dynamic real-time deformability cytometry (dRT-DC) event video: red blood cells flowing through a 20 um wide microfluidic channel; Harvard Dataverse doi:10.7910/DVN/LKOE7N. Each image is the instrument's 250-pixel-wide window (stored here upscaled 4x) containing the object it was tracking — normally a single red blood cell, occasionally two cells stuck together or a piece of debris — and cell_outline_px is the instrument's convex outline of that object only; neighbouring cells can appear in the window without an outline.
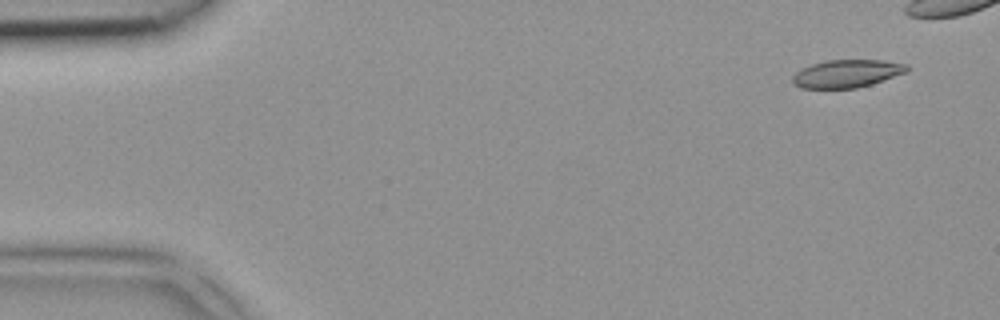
{"species": "common noctule bat (a hibernating species)", "species_latin": "Nyctalus noctula", "temperature_condition": "room temperature", "stored_images_in_passage": 5, "camera_frame_rate_fps": 3000, "um_per_image_px": 0.085, "animal": {"sex": "female", "body_mass_g": 18.4}, "frame": {"image": 1, "passage_image": 1, "time_ms": 0.0, "image_size_px": [1000, 320], "cell_outline_px": [[908, 72], [872, 84], [856, 88], [800, 88], [792, 80], [792, 76], [796, 72], [812, 64], [828, 60], [880, 60], [908, 64]], "centroid_in_image_um": [72.02, 6.26], "position_along_channel_um": 13.0, "area_um2": 18.44}}
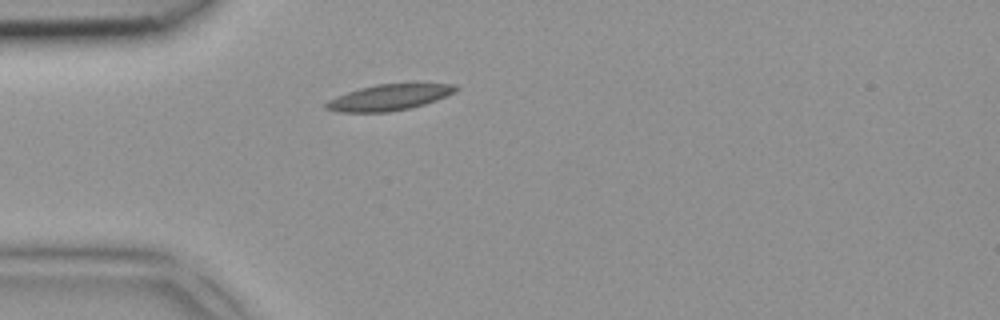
{"frame": {"image": 2, "passage_image": 5, "time_ms": 1.333, "image_size_px": [1000, 320], "cell_outline_px": [[460, 88], [456, 92], [436, 100], [424, 104], [408, 108], [388, 112], [336, 112], [324, 108], [324, 104], [328, 100], [336, 96], [360, 88], [376, 84], [416, 80], [456, 84]], "centroid_in_image_um": [33.18, 8.21], "position_along_channel_um": 51.8, "area_um2": 20.69}}